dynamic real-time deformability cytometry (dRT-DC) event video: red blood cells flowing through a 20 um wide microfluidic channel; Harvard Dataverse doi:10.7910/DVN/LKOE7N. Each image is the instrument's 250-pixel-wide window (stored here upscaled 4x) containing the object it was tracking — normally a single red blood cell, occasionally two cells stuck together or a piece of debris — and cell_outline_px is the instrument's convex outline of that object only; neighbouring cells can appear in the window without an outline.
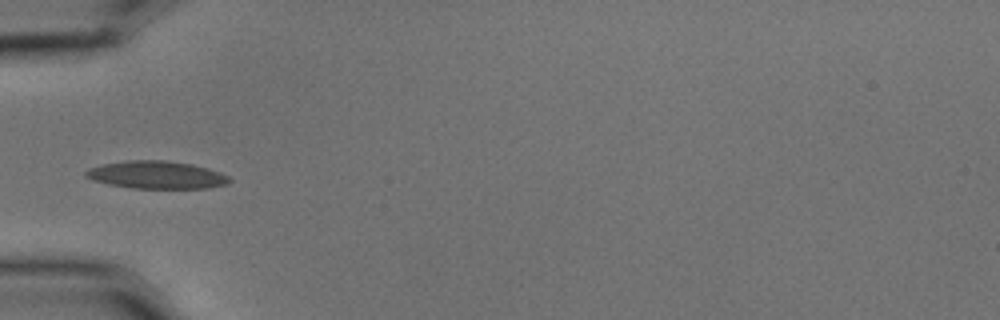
{"species": "common noctule bat (a hibernating species)", "species_latin": "Nyctalus noctula", "temperature_condition": "cold", "stored_images_in_passage": 2, "camera_frame_rate_fps": 3000, "um_per_image_px": 0.085, "animal": {"sex": "male", "body_mass_g": 15.6}, "frame": {"image": 1, "passage_image": 2, "time_ms": 0.333, "image_size_px": [1000, 320], "cell_outline_px": [[232, 180], [228, 184], [208, 188], [132, 188], [108, 184], [92, 180], [84, 176], [84, 172], [88, 168], [100, 164], [128, 160], [164, 160], [192, 164], [208, 168], [220, 172], [228, 176]], "centroid_in_image_um": [13.28, 14.86], "position_along_channel_um": 71.7, "area_um2": 23.35}}